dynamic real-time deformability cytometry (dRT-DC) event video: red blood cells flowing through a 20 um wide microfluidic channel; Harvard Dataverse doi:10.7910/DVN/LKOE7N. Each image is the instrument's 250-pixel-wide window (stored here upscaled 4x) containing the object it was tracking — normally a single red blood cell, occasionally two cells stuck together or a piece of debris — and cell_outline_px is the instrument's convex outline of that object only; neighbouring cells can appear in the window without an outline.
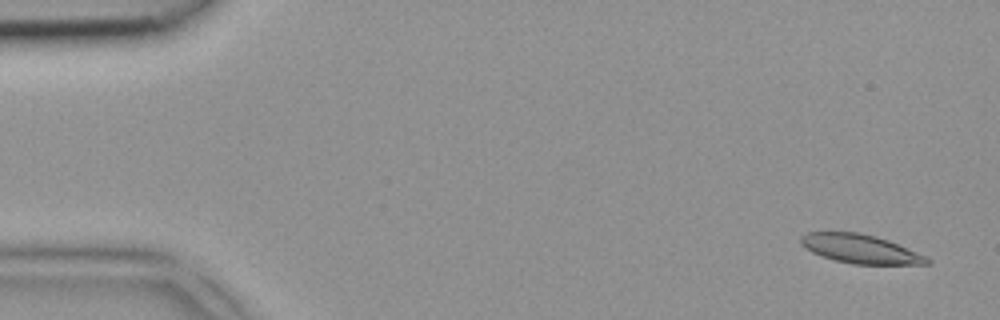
{"species": "common noctule bat (a hibernating species)", "species_latin": "Nyctalus noctula", "temperature_condition": "room temperature", "stored_images_in_passage": 3, "camera_frame_rate_fps": 3000, "um_per_image_px": 0.085, "animal": {"sex": "female", "body_mass_g": 18.4}, "frame": {"image": 1, "passage_image": 1, "time_ms": 0.0, "image_size_px": [1000, 320], "cell_outline_px": [[932, 264], [852, 264], [820, 256], [804, 248], [800, 244], [800, 236], [808, 232], [860, 232], [876, 236], [888, 240], [928, 256], [932, 260]], "centroid_in_image_um": [73.14, 21.15], "position_along_channel_um": 11.9, "area_um2": 21.44}}
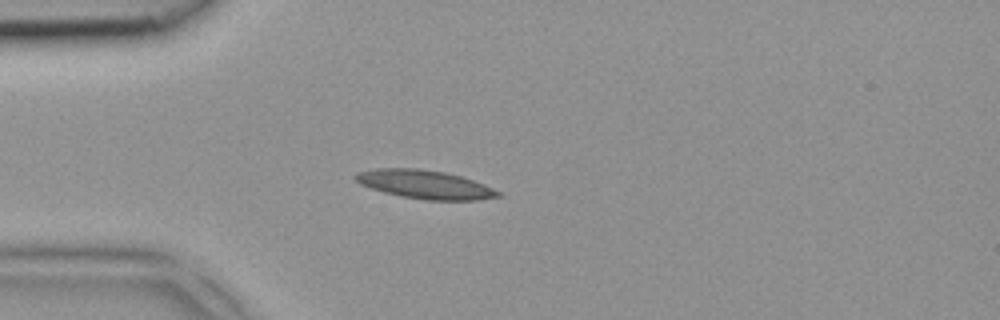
{"frame": {"image": 2, "passage_image": 3, "time_ms": 0.667, "image_size_px": [1000, 320], "cell_outline_px": [[504, 196], [476, 200], [428, 200], [400, 196], [384, 192], [360, 184], [352, 176], [356, 172], [376, 168], [416, 168], [444, 172], [460, 176], [484, 184], [500, 192]], "centroid_in_image_um": [36.1, 15.67], "position_along_channel_um": 48.9, "area_um2": 23.7}}